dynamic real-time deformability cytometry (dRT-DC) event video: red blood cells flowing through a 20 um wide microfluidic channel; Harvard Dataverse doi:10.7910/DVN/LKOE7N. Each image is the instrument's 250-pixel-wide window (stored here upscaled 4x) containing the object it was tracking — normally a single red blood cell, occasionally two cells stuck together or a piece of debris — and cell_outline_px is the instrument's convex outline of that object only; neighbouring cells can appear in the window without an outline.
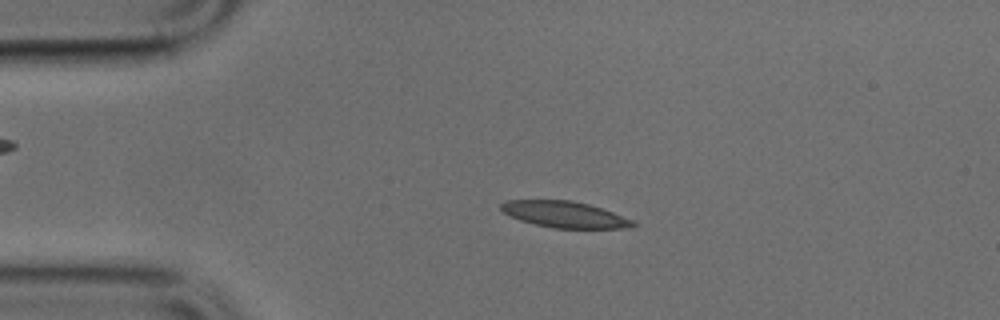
{"species": "common noctule bat (a hibernating species)", "species_latin": "Nyctalus noctula", "temperature_condition": "cold", "stored_images_in_passage": 49, "camera_frame_rate_fps": 3000, "um_per_image_px": 0.085, "animal": {"sex": "male", "body_mass_g": 17.9, "forearm_length_mm": 54.2}, "frame": {"image": 1, "passage_image": 10, "time_ms": 3.0, "image_size_px": [1000, 320], "cell_outline_px": [[640, 224], [632, 228], [552, 228], [520, 220], [504, 212], [500, 208], [500, 204], [504, 200], [572, 200], [588, 204], [636, 220]], "centroid_in_image_um": [48.06, 18.23], "position_along_channel_um": 36.9, "area_um2": 20.29}}
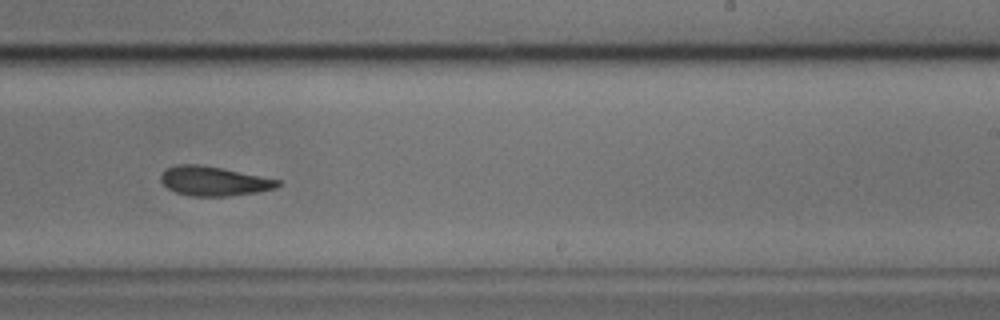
{"frame": {"image": 2, "passage_image": 30, "time_ms": 9.667, "image_size_px": [1000, 320], "cell_outline_px": [[280, 184], [276, 188], [260, 192], [228, 196], [188, 196], [176, 192], [168, 188], [160, 180], [160, 176], [164, 168], [176, 164], [196, 164], [224, 168], [280, 180]], "centroid_in_image_um": [18.16, 15.39], "position_along_channel_um": 270.8, "area_um2": 20.23}}
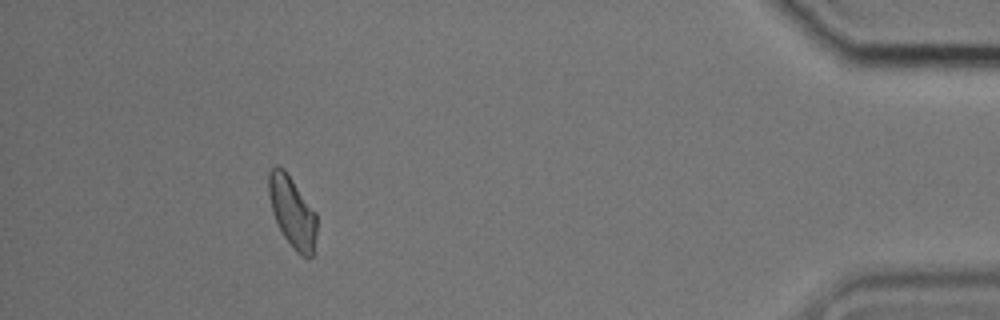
{"frame": {"image": 3, "passage_image": 45, "time_ms": 14.667, "image_size_px": [1000, 320], "cell_outline_px": [[316, 236], [312, 256], [308, 260], [300, 256], [296, 252], [284, 236], [272, 212], [268, 192], [268, 172], [276, 164], [284, 168], [316, 212]], "centroid_in_image_um": [24.84, 18.01], "position_along_channel_um": 410.4, "area_um2": 20.0}}